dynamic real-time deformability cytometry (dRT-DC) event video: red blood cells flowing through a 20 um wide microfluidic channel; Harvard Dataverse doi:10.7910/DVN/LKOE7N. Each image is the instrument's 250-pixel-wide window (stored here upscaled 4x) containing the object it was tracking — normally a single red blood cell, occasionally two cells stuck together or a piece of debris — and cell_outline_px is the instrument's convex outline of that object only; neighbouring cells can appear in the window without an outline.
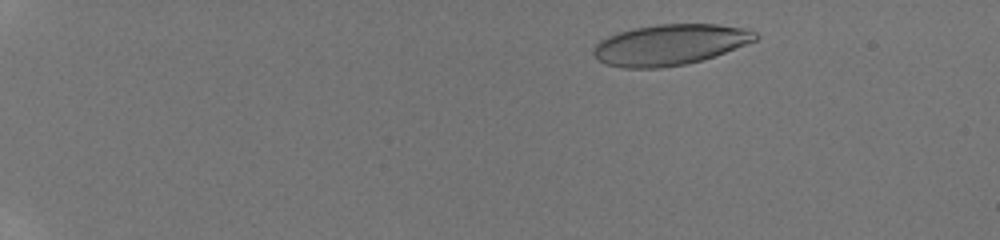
{"species": "human", "species_latin": "Homo sapiens", "temperature_condition": "room temperature", "stored_images_in_passage": 30, "camera_frame_rate_fps": 3000, "um_per_image_px": 0.085, "donor": {"sex": "male"}, "frame": {"image": 1, "passage_image": 4, "time_ms": 1.667, "image_size_px": [1000, 240], "cell_outline_px": [[760, 36], [756, 40], [724, 52], [688, 64], [660, 68], [624, 68], [604, 64], [596, 60], [592, 52], [592, 48], [600, 40], [616, 32], [632, 28], [656, 24], [716, 24], [748, 28], [756, 32]], "centroid_in_image_um": [56.89, 3.79], "position_along_channel_um": 28.1, "area_um2": 38.78}}
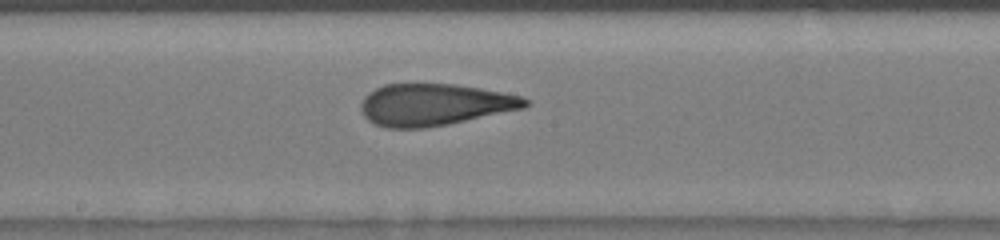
{"frame": {"image": 2, "passage_image": 18, "time_ms": 9.333, "image_size_px": [1000, 240], "cell_outline_px": [[528, 104], [524, 108], [448, 124], [424, 128], [388, 128], [372, 124], [364, 116], [360, 108], [360, 104], [364, 96], [368, 92], [384, 84], [456, 84], [480, 88], [520, 96], [528, 100]], "centroid_in_image_um": [36.86, 8.9], "position_along_channel_um": 211.3, "area_um2": 40.0}}
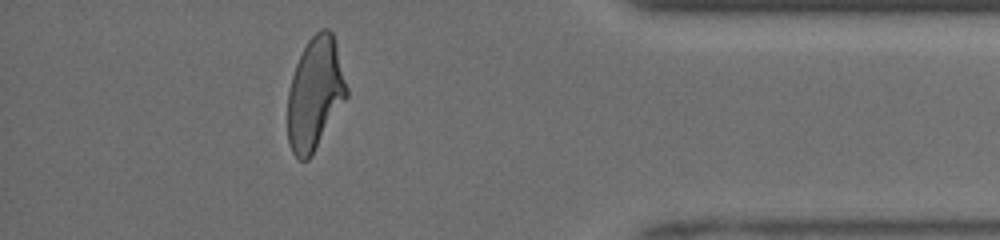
{"frame": {"image": 3, "passage_image": 28, "time_ms": 14.667, "image_size_px": [1000, 240], "cell_outline_px": [[348, 96], [312, 156], [308, 160], [300, 160], [292, 152], [288, 144], [288, 92], [292, 76], [296, 64], [308, 40], [320, 28], [328, 28], [332, 32], [336, 44], [348, 88]], "centroid_in_image_um": [26.78, 7.98], "position_along_channel_um": 408.4, "area_um2": 38.67}, "authors_computed_cell_mechanics": {"area_um2": 40.0554, "velocity_mm_per_s": 4.1487, "shape_relaxation_time_tau1_ms": 5.2857, "shape_relaxation_time_tau2_ms": 1.0736, "deformation_change_tau1": 0.2144, "deformation_change_tau2": 0.0791}}